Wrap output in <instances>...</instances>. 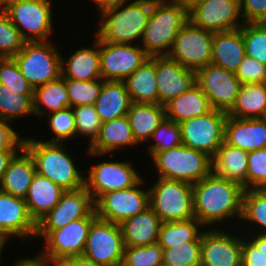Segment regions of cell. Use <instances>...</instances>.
<instances>
[{
	"mask_svg": "<svg viewBox=\"0 0 266 266\" xmlns=\"http://www.w3.org/2000/svg\"><path fill=\"white\" fill-rule=\"evenodd\" d=\"M143 178L134 186L107 192L95 202V213L98 218L121 224L129 217L143 212L149 207V189H142Z\"/></svg>",
	"mask_w": 266,
	"mask_h": 266,
	"instance_id": "obj_14",
	"label": "cell"
},
{
	"mask_svg": "<svg viewBox=\"0 0 266 266\" xmlns=\"http://www.w3.org/2000/svg\"><path fill=\"white\" fill-rule=\"evenodd\" d=\"M104 81L102 78L91 81L65 79L69 96V107L94 105Z\"/></svg>",
	"mask_w": 266,
	"mask_h": 266,
	"instance_id": "obj_40",
	"label": "cell"
},
{
	"mask_svg": "<svg viewBox=\"0 0 266 266\" xmlns=\"http://www.w3.org/2000/svg\"><path fill=\"white\" fill-rule=\"evenodd\" d=\"M214 32L194 26L189 20L179 30L167 57L197 72L211 63Z\"/></svg>",
	"mask_w": 266,
	"mask_h": 266,
	"instance_id": "obj_10",
	"label": "cell"
},
{
	"mask_svg": "<svg viewBox=\"0 0 266 266\" xmlns=\"http://www.w3.org/2000/svg\"><path fill=\"white\" fill-rule=\"evenodd\" d=\"M162 265L165 266H200L201 240L181 243L163 249Z\"/></svg>",
	"mask_w": 266,
	"mask_h": 266,
	"instance_id": "obj_39",
	"label": "cell"
},
{
	"mask_svg": "<svg viewBox=\"0 0 266 266\" xmlns=\"http://www.w3.org/2000/svg\"><path fill=\"white\" fill-rule=\"evenodd\" d=\"M248 155V151L224 141L212 157V174L237 182L247 190Z\"/></svg>",
	"mask_w": 266,
	"mask_h": 266,
	"instance_id": "obj_26",
	"label": "cell"
},
{
	"mask_svg": "<svg viewBox=\"0 0 266 266\" xmlns=\"http://www.w3.org/2000/svg\"><path fill=\"white\" fill-rule=\"evenodd\" d=\"M10 124L0 118V151H20L24 147V137L20 138Z\"/></svg>",
	"mask_w": 266,
	"mask_h": 266,
	"instance_id": "obj_51",
	"label": "cell"
},
{
	"mask_svg": "<svg viewBox=\"0 0 266 266\" xmlns=\"http://www.w3.org/2000/svg\"><path fill=\"white\" fill-rule=\"evenodd\" d=\"M249 239L258 248V250L262 252L263 257L266 260V235L257 233L254 236L252 235Z\"/></svg>",
	"mask_w": 266,
	"mask_h": 266,
	"instance_id": "obj_54",
	"label": "cell"
},
{
	"mask_svg": "<svg viewBox=\"0 0 266 266\" xmlns=\"http://www.w3.org/2000/svg\"><path fill=\"white\" fill-rule=\"evenodd\" d=\"M247 189H266V148L249 152Z\"/></svg>",
	"mask_w": 266,
	"mask_h": 266,
	"instance_id": "obj_47",
	"label": "cell"
},
{
	"mask_svg": "<svg viewBox=\"0 0 266 266\" xmlns=\"http://www.w3.org/2000/svg\"><path fill=\"white\" fill-rule=\"evenodd\" d=\"M19 153L10 161L0 182V190L25 199L36 170L31 155L24 147Z\"/></svg>",
	"mask_w": 266,
	"mask_h": 266,
	"instance_id": "obj_28",
	"label": "cell"
},
{
	"mask_svg": "<svg viewBox=\"0 0 266 266\" xmlns=\"http://www.w3.org/2000/svg\"><path fill=\"white\" fill-rule=\"evenodd\" d=\"M74 266H107L104 264L96 263L83 255L72 257L68 259Z\"/></svg>",
	"mask_w": 266,
	"mask_h": 266,
	"instance_id": "obj_55",
	"label": "cell"
},
{
	"mask_svg": "<svg viewBox=\"0 0 266 266\" xmlns=\"http://www.w3.org/2000/svg\"><path fill=\"white\" fill-rule=\"evenodd\" d=\"M156 83L159 104L165 106L196 84V72L167 56H156Z\"/></svg>",
	"mask_w": 266,
	"mask_h": 266,
	"instance_id": "obj_21",
	"label": "cell"
},
{
	"mask_svg": "<svg viewBox=\"0 0 266 266\" xmlns=\"http://www.w3.org/2000/svg\"><path fill=\"white\" fill-rule=\"evenodd\" d=\"M189 20L188 6L180 0H152L141 47L151 56H167L179 30Z\"/></svg>",
	"mask_w": 266,
	"mask_h": 266,
	"instance_id": "obj_4",
	"label": "cell"
},
{
	"mask_svg": "<svg viewBox=\"0 0 266 266\" xmlns=\"http://www.w3.org/2000/svg\"><path fill=\"white\" fill-rule=\"evenodd\" d=\"M246 56L242 27L213 35L211 63L235 73Z\"/></svg>",
	"mask_w": 266,
	"mask_h": 266,
	"instance_id": "obj_27",
	"label": "cell"
},
{
	"mask_svg": "<svg viewBox=\"0 0 266 266\" xmlns=\"http://www.w3.org/2000/svg\"><path fill=\"white\" fill-rule=\"evenodd\" d=\"M162 220L149 206L143 212L124 220L120 225L124 246H145L156 243Z\"/></svg>",
	"mask_w": 266,
	"mask_h": 266,
	"instance_id": "obj_25",
	"label": "cell"
},
{
	"mask_svg": "<svg viewBox=\"0 0 266 266\" xmlns=\"http://www.w3.org/2000/svg\"><path fill=\"white\" fill-rule=\"evenodd\" d=\"M34 89H13L0 84V118L12 122L20 116L35 115Z\"/></svg>",
	"mask_w": 266,
	"mask_h": 266,
	"instance_id": "obj_36",
	"label": "cell"
},
{
	"mask_svg": "<svg viewBox=\"0 0 266 266\" xmlns=\"http://www.w3.org/2000/svg\"><path fill=\"white\" fill-rule=\"evenodd\" d=\"M0 242L2 243V222L0 221Z\"/></svg>",
	"mask_w": 266,
	"mask_h": 266,
	"instance_id": "obj_61",
	"label": "cell"
},
{
	"mask_svg": "<svg viewBox=\"0 0 266 266\" xmlns=\"http://www.w3.org/2000/svg\"><path fill=\"white\" fill-rule=\"evenodd\" d=\"M182 1L184 4H186L187 6H189L191 3L197 1V0H180Z\"/></svg>",
	"mask_w": 266,
	"mask_h": 266,
	"instance_id": "obj_60",
	"label": "cell"
},
{
	"mask_svg": "<svg viewBox=\"0 0 266 266\" xmlns=\"http://www.w3.org/2000/svg\"><path fill=\"white\" fill-rule=\"evenodd\" d=\"M151 158L159 178L195 184L212 173V158L184 144L156 152Z\"/></svg>",
	"mask_w": 266,
	"mask_h": 266,
	"instance_id": "obj_5",
	"label": "cell"
},
{
	"mask_svg": "<svg viewBox=\"0 0 266 266\" xmlns=\"http://www.w3.org/2000/svg\"><path fill=\"white\" fill-rule=\"evenodd\" d=\"M230 233L203 230L200 266H242V237Z\"/></svg>",
	"mask_w": 266,
	"mask_h": 266,
	"instance_id": "obj_19",
	"label": "cell"
},
{
	"mask_svg": "<svg viewBox=\"0 0 266 266\" xmlns=\"http://www.w3.org/2000/svg\"><path fill=\"white\" fill-rule=\"evenodd\" d=\"M24 0H0V11H5L10 5L22 2Z\"/></svg>",
	"mask_w": 266,
	"mask_h": 266,
	"instance_id": "obj_59",
	"label": "cell"
},
{
	"mask_svg": "<svg viewBox=\"0 0 266 266\" xmlns=\"http://www.w3.org/2000/svg\"><path fill=\"white\" fill-rule=\"evenodd\" d=\"M80 218H97L94 200L85 186L62 193L59 202L37 223L35 238L44 239L51 231Z\"/></svg>",
	"mask_w": 266,
	"mask_h": 266,
	"instance_id": "obj_8",
	"label": "cell"
},
{
	"mask_svg": "<svg viewBox=\"0 0 266 266\" xmlns=\"http://www.w3.org/2000/svg\"><path fill=\"white\" fill-rule=\"evenodd\" d=\"M0 84L13 89H33L13 58H0Z\"/></svg>",
	"mask_w": 266,
	"mask_h": 266,
	"instance_id": "obj_48",
	"label": "cell"
},
{
	"mask_svg": "<svg viewBox=\"0 0 266 266\" xmlns=\"http://www.w3.org/2000/svg\"><path fill=\"white\" fill-rule=\"evenodd\" d=\"M45 266H74L68 259L40 260ZM51 264V265H50Z\"/></svg>",
	"mask_w": 266,
	"mask_h": 266,
	"instance_id": "obj_58",
	"label": "cell"
},
{
	"mask_svg": "<svg viewBox=\"0 0 266 266\" xmlns=\"http://www.w3.org/2000/svg\"><path fill=\"white\" fill-rule=\"evenodd\" d=\"M151 11L152 0H126L106 8L99 14L100 27L95 35L105 42L118 44L141 41Z\"/></svg>",
	"mask_w": 266,
	"mask_h": 266,
	"instance_id": "obj_3",
	"label": "cell"
},
{
	"mask_svg": "<svg viewBox=\"0 0 266 266\" xmlns=\"http://www.w3.org/2000/svg\"><path fill=\"white\" fill-rule=\"evenodd\" d=\"M244 23L266 22V0H239Z\"/></svg>",
	"mask_w": 266,
	"mask_h": 266,
	"instance_id": "obj_50",
	"label": "cell"
},
{
	"mask_svg": "<svg viewBox=\"0 0 266 266\" xmlns=\"http://www.w3.org/2000/svg\"><path fill=\"white\" fill-rule=\"evenodd\" d=\"M64 191L47 177L35 173L25 202L36 224L54 208Z\"/></svg>",
	"mask_w": 266,
	"mask_h": 266,
	"instance_id": "obj_29",
	"label": "cell"
},
{
	"mask_svg": "<svg viewBox=\"0 0 266 266\" xmlns=\"http://www.w3.org/2000/svg\"><path fill=\"white\" fill-rule=\"evenodd\" d=\"M131 104L124 81L105 80L94 107L104 123L126 116Z\"/></svg>",
	"mask_w": 266,
	"mask_h": 266,
	"instance_id": "obj_31",
	"label": "cell"
},
{
	"mask_svg": "<svg viewBox=\"0 0 266 266\" xmlns=\"http://www.w3.org/2000/svg\"><path fill=\"white\" fill-rule=\"evenodd\" d=\"M96 218H80L51 231L45 238L46 247L36 258L38 260L69 259L83 255L89 228Z\"/></svg>",
	"mask_w": 266,
	"mask_h": 266,
	"instance_id": "obj_17",
	"label": "cell"
},
{
	"mask_svg": "<svg viewBox=\"0 0 266 266\" xmlns=\"http://www.w3.org/2000/svg\"><path fill=\"white\" fill-rule=\"evenodd\" d=\"M13 59L33 89L61 77L62 55L49 40L26 41Z\"/></svg>",
	"mask_w": 266,
	"mask_h": 266,
	"instance_id": "obj_7",
	"label": "cell"
},
{
	"mask_svg": "<svg viewBox=\"0 0 266 266\" xmlns=\"http://www.w3.org/2000/svg\"><path fill=\"white\" fill-rule=\"evenodd\" d=\"M48 118L49 129L54 136L45 142L64 143L68 138L76 137V123L72 107L45 115Z\"/></svg>",
	"mask_w": 266,
	"mask_h": 266,
	"instance_id": "obj_43",
	"label": "cell"
},
{
	"mask_svg": "<svg viewBox=\"0 0 266 266\" xmlns=\"http://www.w3.org/2000/svg\"><path fill=\"white\" fill-rule=\"evenodd\" d=\"M225 142L248 152L266 148L265 118L228 116L225 123Z\"/></svg>",
	"mask_w": 266,
	"mask_h": 266,
	"instance_id": "obj_22",
	"label": "cell"
},
{
	"mask_svg": "<svg viewBox=\"0 0 266 266\" xmlns=\"http://www.w3.org/2000/svg\"><path fill=\"white\" fill-rule=\"evenodd\" d=\"M132 103L159 104L156 83V56H151L125 80Z\"/></svg>",
	"mask_w": 266,
	"mask_h": 266,
	"instance_id": "obj_30",
	"label": "cell"
},
{
	"mask_svg": "<svg viewBox=\"0 0 266 266\" xmlns=\"http://www.w3.org/2000/svg\"><path fill=\"white\" fill-rule=\"evenodd\" d=\"M101 75L103 80L124 81L150 56L140 44H118L99 38Z\"/></svg>",
	"mask_w": 266,
	"mask_h": 266,
	"instance_id": "obj_16",
	"label": "cell"
},
{
	"mask_svg": "<svg viewBox=\"0 0 266 266\" xmlns=\"http://www.w3.org/2000/svg\"><path fill=\"white\" fill-rule=\"evenodd\" d=\"M3 247H4V245L0 242V255H2L1 254L3 252L2 250H4ZM0 258H1V256H0ZM0 262H1V259H0Z\"/></svg>",
	"mask_w": 266,
	"mask_h": 266,
	"instance_id": "obj_62",
	"label": "cell"
},
{
	"mask_svg": "<svg viewBox=\"0 0 266 266\" xmlns=\"http://www.w3.org/2000/svg\"><path fill=\"white\" fill-rule=\"evenodd\" d=\"M148 153L152 156L156 152L166 151L182 144L180 124L174 123L166 117L152 134Z\"/></svg>",
	"mask_w": 266,
	"mask_h": 266,
	"instance_id": "obj_45",
	"label": "cell"
},
{
	"mask_svg": "<svg viewBox=\"0 0 266 266\" xmlns=\"http://www.w3.org/2000/svg\"><path fill=\"white\" fill-rule=\"evenodd\" d=\"M196 83L215 110L228 112L235 103L242 84L235 73L212 63L196 72Z\"/></svg>",
	"mask_w": 266,
	"mask_h": 266,
	"instance_id": "obj_18",
	"label": "cell"
},
{
	"mask_svg": "<svg viewBox=\"0 0 266 266\" xmlns=\"http://www.w3.org/2000/svg\"><path fill=\"white\" fill-rule=\"evenodd\" d=\"M242 221L257 225L258 234L266 235V189H247L243 195ZM259 227V228H258ZM264 231V232H263Z\"/></svg>",
	"mask_w": 266,
	"mask_h": 266,
	"instance_id": "obj_38",
	"label": "cell"
},
{
	"mask_svg": "<svg viewBox=\"0 0 266 266\" xmlns=\"http://www.w3.org/2000/svg\"><path fill=\"white\" fill-rule=\"evenodd\" d=\"M227 113L212 109L180 123L181 141L187 147L201 151L211 158L225 141Z\"/></svg>",
	"mask_w": 266,
	"mask_h": 266,
	"instance_id": "obj_9",
	"label": "cell"
},
{
	"mask_svg": "<svg viewBox=\"0 0 266 266\" xmlns=\"http://www.w3.org/2000/svg\"><path fill=\"white\" fill-rule=\"evenodd\" d=\"M235 75L242 85L266 83V65L254 58L245 56Z\"/></svg>",
	"mask_w": 266,
	"mask_h": 266,
	"instance_id": "obj_49",
	"label": "cell"
},
{
	"mask_svg": "<svg viewBox=\"0 0 266 266\" xmlns=\"http://www.w3.org/2000/svg\"><path fill=\"white\" fill-rule=\"evenodd\" d=\"M33 101L34 113L39 119L47 114L69 107L65 78L61 76L55 81L35 88Z\"/></svg>",
	"mask_w": 266,
	"mask_h": 266,
	"instance_id": "obj_35",
	"label": "cell"
},
{
	"mask_svg": "<svg viewBox=\"0 0 266 266\" xmlns=\"http://www.w3.org/2000/svg\"><path fill=\"white\" fill-rule=\"evenodd\" d=\"M137 145L134 140L131 126L127 116L102 123L100 132L94 142L88 146L89 155H107L126 148L125 146Z\"/></svg>",
	"mask_w": 266,
	"mask_h": 266,
	"instance_id": "obj_23",
	"label": "cell"
},
{
	"mask_svg": "<svg viewBox=\"0 0 266 266\" xmlns=\"http://www.w3.org/2000/svg\"><path fill=\"white\" fill-rule=\"evenodd\" d=\"M163 248L156 242L145 246H124L121 266H162Z\"/></svg>",
	"mask_w": 266,
	"mask_h": 266,
	"instance_id": "obj_42",
	"label": "cell"
},
{
	"mask_svg": "<svg viewBox=\"0 0 266 266\" xmlns=\"http://www.w3.org/2000/svg\"><path fill=\"white\" fill-rule=\"evenodd\" d=\"M128 161H103L96 163L87 172L85 187L94 202L103 194L123 190L136 185L143 177Z\"/></svg>",
	"mask_w": 266,
	"mask_h": 266,
	"instance_id": "obj_15",
	"label": "cell"
},
{
	"mask_svg": "<svg viewBox=\"0 0 266 266\" xmlns=\"http://www.w3.org/2000/svg\"><path fill=\"white\" fill-rule=\"evenodd\" d=\"M242 37L246 56L266 65V22L244 23Z\"/></svg>",
	"mask_w": 266,
	"mask_h": 266,
	"instance_id": "obj_41",
	"label": "cell"
},
{
	"mask_svg": "<svg viewBox=\"0 0 266 266\" xmlns=\"http://www.w3.org/2000/svg\"><path fill=\"white\" fill-rule=\"evenodd\" d=\"M26 40L4 11H0V58H13Z\"/></svg>",
	"mask_w": 266,
	"mask_h": 266,
	"instance_id": "obj_44",
	"label": "cell"
},
{
	"mask_svg": "<svg viewBox=\"0 0 266 266\" xmlns=\"http://www.w3.org/2000/svg\"><path fill=\"white\" fill-rule=\"evenodd\" d=\"M244 187L212 173L193 184L194 218L204 227L241 219Z\"/></svg>",
	"mask_w": 266,
	"mask_h": 266,
	"instance_id": "obj_1",
	"label": "cell"
},
{
	"mask_svg": "<svg viewBox=\"0 0 266 266\" xmlns=\"http://www.w3.org/2000/svg\"><path fill=\"white\" fill-rule=\"evenodd\" d=\"M0 221L2 244L5 246L13 236L30 239L36 236L37 224L32 220L25 199L0 190Z\"/></svg>",
	"mask_w": 266,
	"mask_h": 266,
	"instance_id": "obj_20",
	"label": "cell"
},
{
	"mask_svg": "<svg viewBox=\"0 0 266 266\" xmlns=\"http://www.w3.org/2000/svg\"><path fill=\"white\" fill-rule=\"evenodd\" d=\"M134 140L137 144L151 139L152 134L166 117L165 106L132 103L127 113Z\"/></svg>",
	"mask_w": 266,
	"mask_h": 266,
	"instance_id": "obj_33",
	"label": "cell"
},
{
	"mask_svg": "<svg viewBox=\"0 0 266 266\" xmlns=\"http://www.w3.org/2000/svg\"><path fill=\"white\" fill-rule=\"evenodd\" d=\"M52 2L24 0L4 12L26 41H47L53 31Z\"/></svg>",
	"mask_w": 266,
	"mask_h": 266,
	"instance_id": "obj_11",
	"label": "cell"
},
{
	"mask_svg": "<svg viewBox=\"0 0 266 266\" xmlns=\"http://www.w3.org/2000/svg\"><path fill=\"white\" fill-rule=\"evenodd\" d=\"M188 17L194 26L214 33L244 25L239 0H197L188 6Z\"/></svg>",
	"mask_w": 266,
	"mask_h": 266,
	"instance_id": "obj_12",
	"label": "cell"
},
{
	"mask_svg": "<svg viewBox=\"0 0 266 266\" xmlns=\"http://www.w3.org/2000/svg\"><path fill=\"white\" fill-rule=\"evenodd\" d=\"M227 115L234 118H264L266 116V83L242 85Z\"/></svg>",
	"mask_w": 266,
	"mask_h": 266,
	"instance_id": "obj_34",
	"label": "cell"
},
{
	"mask_svg": "<svg viewBox=\"0 0 266 266\" xmlns=\"http://www.w3.org/2000/svg\"><path fill=\"white\" fill-rule=\"evenodd\" d=\"M19 152L20 151H0V182L9 166L10 161Z\"/></svg>",
	"mask_w": 266,
	"mask_h": 266,
	"instance_id": "obj_53",
	"label": "cell"
},
{
	"mask_svg": "<svg viewBox=\"0 0 266 266\" xmlns=\"http://www.w3.org/2000/svg\"><path fill=\"white\" fill-rule=\"evenodd\" d=\"M123 253L120 225L97 217L89 228L83 256L107 266H121Z\"/></svg>",
	"mask_w": 266,
	"mask_h": 266,
	"instance_id": "obj_13",
	"label": "cell"
},
{
	"mask_svg": "<svg viewBox=\"0 0 266 266\" xmlns=\"http://www.w3.org/2000/svg\"><path fill=\"white\" fill-rule=\"evenodd\" d=\"M72 109L76 123V136L81 134V136L88 137V146H90L100 132L102 121L94 105L75 106Z\"/></svg>",
	"mask_w": 266,
	"mask_h": 266,
	"instance_id": "obj_46",
	"label": "cell"
},
{
	"mask_svg": "<svg viewBox=\"0 0 266 266\" xmlns=\"http://www.w3.org/2000/svg\"><path fill=\"white\" fill-rule=\"evenodd\" d=\"M149 189V206L162 222L194 218L193 184L157 178Z\"/></svg>",
	"mask_w": 266,
	"mask_h": 266,
	"instance_id": "obj_6",
	"label": "cell"
},
{
	"mask_svg": "<svg viewBox=\"0 0 266 266\" xmlns=\"http://www.w3.org/2000/svg\"><path fill=\"white\" fill-rule=\"evenodd\" d=\"M204 226L195 218L186 221L162 222L157 243L163 248H171L185 242L202 240Z\"/></svg>",
	"mask_w": 266,
	"mask_h": 266,
	"instance_id": "obj_37",
	"label": "cell"
},
{
	"mask_svg": "<svg viewBox=\"0 0 266 266\" xmlns=\"http://www.w3.org/2000/svg\"><path fill=\"white\" fill-rule=\"evenodd\" d=\"M14 266H45L44 263L38 260L36 257L33 258H21L15 262Z\"/></svg>",
	"mask_w": 266,
	"mask_h": 266,
	"instance_id": "obj_57",
	"label": "cell"
},
{
	"mask_svg": "<svg viewBox=\"0 0 266 266\" xmlns=\"http://www.w3.org/2000/svg\"><path fill=\"white\" fill-rule=\"evenodd\" d=\"M242 266H266V260L262 252L248 238L245 239L243 237Z\"/></svg>",
	"mask_w": 266,
	"mask_h": 266,
	"instance_id": "obj_52",
	"label": "cell"
},
{
	"mask_svg": "<svg viewBox=\"0 0 266 266\" xmlns=\"http://www.w3.org/2000/svg\"><path fill=\"white\" fill-rule=\"evenodd\" d=\"M95 5L97 6L96 8L98 9V12L100 13L102 10L113 7L119 3H122L126 0H93Z\"/></svg>",
	"mask_w": 266,
	"mask_h": 266,
	"instance_id": "obj_56",
	"label": "cell"
},
{
	"mask_svg": "<svg viewBox=\"0 0 266 266\" xmlns=\"http://www.w3.org/2000/svg\"><path fill=\"white\" fill-rule=\"evenodd\" d=\"M93 46L81 47L67 57L62 58L61 76L65 79L91 81L101 79V64L99 54V37L96 35Z\"/></svg>",
	"mask_w": 266,
	"mask_h": 266,
	"instance_id": "obj_24",
	"label": "cell"
},
{
	"mask_svg": "<svg viewBox=\"0 0 266 266\" xmlns=\"http://www.w3.org/2000/svg\"><path fill=\"white\" fill-rule=\"evenodd\" d=\"M212 109L208 97L196 83L177 98L167 103L165 105V114L167 119L180 124L196 116L205 115Z\"/></svg>",
	"mask_w": 266,
	"mask_h": 266,
	"instance_id": "obj_32",
	"label": "cell"
},
{
	"mask_svg": "<svg viewBox=\"0 0 266 266\" xmlns=\"http://www.w3.org/2000/svg\"><path fill=\"white\" fill-rule=\"evenodd\" d=\"M24 148L34 161L36 173L47 177L63 190H77L85 186L84 172L79 171L64 143L27 137L24 138Z\"/></svg>",
	"mask_w": 266,
	"mask_h": 266,
	"instance_id": "obj_2",
	"label": "cell"
}]
</instances>
